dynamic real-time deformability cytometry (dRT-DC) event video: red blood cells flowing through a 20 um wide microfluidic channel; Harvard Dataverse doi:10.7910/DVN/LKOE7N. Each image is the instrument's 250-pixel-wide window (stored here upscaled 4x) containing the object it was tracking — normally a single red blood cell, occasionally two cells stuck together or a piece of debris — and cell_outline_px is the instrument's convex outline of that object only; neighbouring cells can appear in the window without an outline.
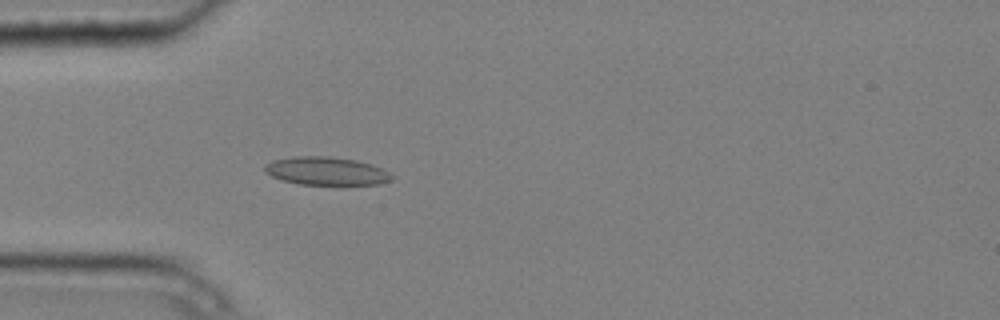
{"species": "common noctule bat (a hibernating species)", "species_latin": "Nyctalus noctula", "temperature_condition": "cold", "stored_images_in_passage": 2, "camera_frame_rate_fps": 3000, "um_per_image_px": 0.085, "animal": {"sex": "male", "body_mass_g": 20.4}, "frame": {"image": 1, "passage_image": 2, "time_ms": 0.333, "image_size_px": [1000, 320], "cell_outline_px": [[396, 176], [392, 180], [380, 184], [344, 188], [336, 188], [300, 184], [280, 180], [264, 172], [264, 164], [272, 160], [292, 156], [328, 156], [356, 160], [384, 168]], "centroid_in_image_um": [27.81, 14.6], "position_along_channel_um": 57.2, "area_um2": 22.37}}